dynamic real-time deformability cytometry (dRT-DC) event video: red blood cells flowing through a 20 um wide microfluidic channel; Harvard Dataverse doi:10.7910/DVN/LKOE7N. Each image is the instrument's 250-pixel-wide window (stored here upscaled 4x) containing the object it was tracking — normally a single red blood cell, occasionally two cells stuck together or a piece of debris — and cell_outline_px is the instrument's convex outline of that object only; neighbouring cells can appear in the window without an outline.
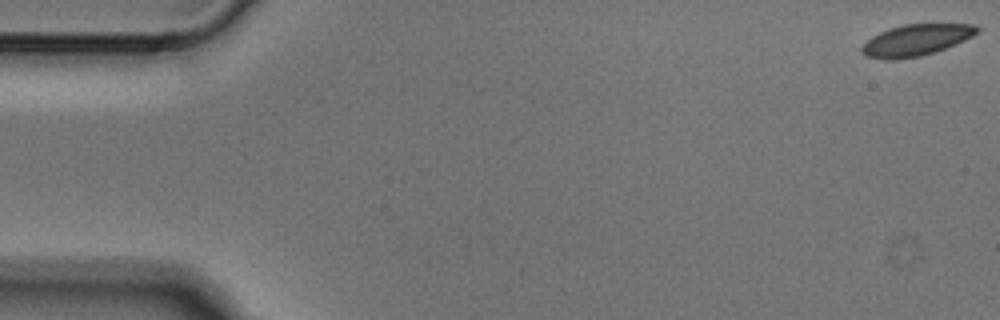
{"species": "Egyptian fruit bat (a non-hibernating species)", "species_latin": "Rousettus aegyptiacus", "temperature_condition": "cold", "stored_images_in_passage": 4, "camera_frame_rate_fps": 3000, "um_per_image_px": 0.085, "animal": {"sex": "male"}, "frame": {"image": 1, "passage_image": 1, "time_ms": 0.0, "image_size_px": [1000, 320], "cell_outline_px": [[984, 28], [980, 32], [964, 40], [944, 48], [920, 56], [896, 60], [884, 60], [868, 56], [860, 52], [860, 48], [872, 36], [888, 28], [904, 24], [976, 24]], "centroid_in_image_um": [77.88, 3.4], "position_along_channel_um": 7.1, "area_um2": 21.15}}